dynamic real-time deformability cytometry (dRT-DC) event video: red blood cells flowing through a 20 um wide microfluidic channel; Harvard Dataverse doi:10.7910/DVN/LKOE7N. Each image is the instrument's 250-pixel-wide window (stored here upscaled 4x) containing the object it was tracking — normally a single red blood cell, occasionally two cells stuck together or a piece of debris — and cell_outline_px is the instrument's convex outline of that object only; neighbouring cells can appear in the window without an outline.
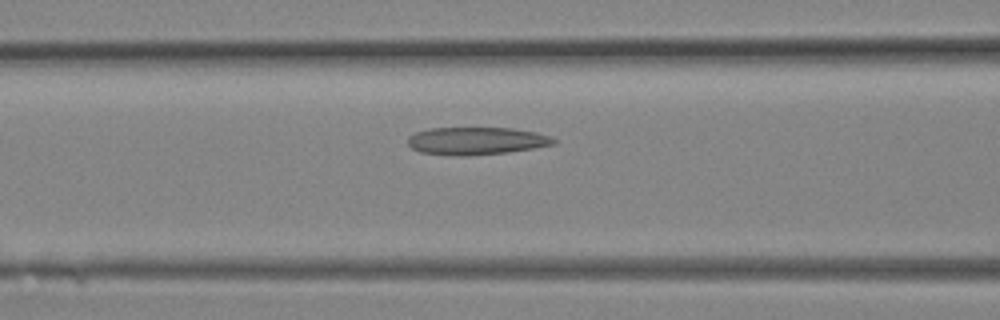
{"species": "Egyptian fruit bat (a non-hibernating species)", "species_latin": "Rousettus aegyptiacus", "temperature_condition": "room temperature", "stored_images_in_passage": 6, "camera_frame_rate_fps": 3000, "um_per_image_px": 0.085, "animal": {"sex": "female"}, "frame": {"image": 1, "passage_image": 4, "time_ms": 1.0, "image_size_px": [1000, 320], "cell_outline_px": [[556, 144], [508, 152], [468, 156], [452, 156], [420, 152], [412, 148], [408, 144], [408, 136], [416, 132], [428, 128], [512, 128], [536, 132], [552, 136], [556, 140]], "centroid_in_image_um": [40.49, 11.98], "position_along_channel_um": 126.1, "area_um2": 23.64}}
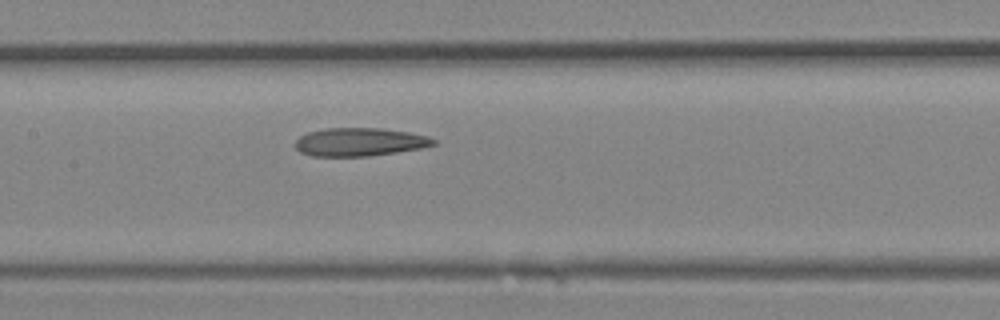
{"frame": {"image": 2, "passage_image": 6, "time_ms": 1.667, "image_size_px": [1000, 320], "cell_outline_px": [[436, 144], [420, 148], [396, 152], [368, 156], [312, 156], [300, 152], [296, 148], [296, 140], [300, 136], [308, 132], [324, 128], [384, 128], [408, 132], [428, 136], [436, 140]], "centroid_in_image_um": [30.56, 12.06], "position_along_channel_um": 176.8, "area_um2": 22.72}}